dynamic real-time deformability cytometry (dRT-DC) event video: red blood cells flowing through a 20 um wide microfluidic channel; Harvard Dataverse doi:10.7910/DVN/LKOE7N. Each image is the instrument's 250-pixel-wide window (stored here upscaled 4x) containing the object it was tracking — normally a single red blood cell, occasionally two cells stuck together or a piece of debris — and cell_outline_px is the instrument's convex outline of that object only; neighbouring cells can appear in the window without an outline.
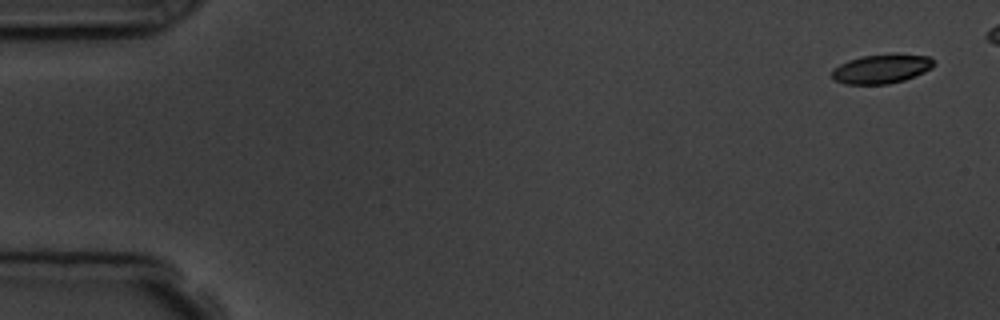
{"species": "common noctule bat (a hibernating species)", "species_latin": "Nyctalus noctula", "temperature_condition": "room temperature", "stored_images_in_passage": 6, "camera_frame_rate_fps": 3000, "um_per_image_px": 0.085, "animal": {"sex": "male", "body_mass_g": 19.5, "forearm_length_mm": 54.6}, "frame": {"image": 1, "passage_image": 1, "time_ms": 0.0, "image_size_px": [1000, 320], "cell_outline_px": [[936, 64], [932, 68], [924, 72], [904, 80], [888, 84], [844, 84], [832, 80], [832, 68], [848, 60], [860, 56], [928, 56]], "centroid_in_image_um": [74.85, 5.9], "position_along_channel_um": 10.2, "area_um2": 16.82}}